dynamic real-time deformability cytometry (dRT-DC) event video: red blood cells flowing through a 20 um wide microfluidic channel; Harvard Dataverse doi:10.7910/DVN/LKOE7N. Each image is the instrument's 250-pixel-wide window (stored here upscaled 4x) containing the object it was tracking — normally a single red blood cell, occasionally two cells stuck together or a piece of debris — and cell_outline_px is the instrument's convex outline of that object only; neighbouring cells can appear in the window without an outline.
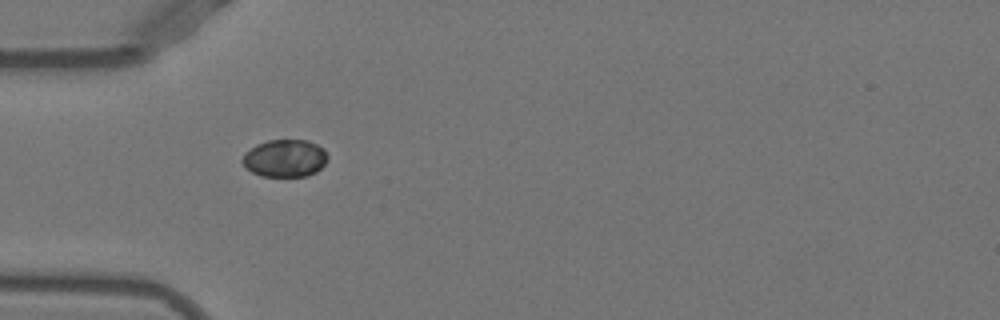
{"species": "Egyptian fruit bat (a non-hibernating species)", "species_latin": "Rousettus aegyptiacus", "temperature_condition": "warm", "stored_images_in_passage": 37, "camera_frame_rate_fps": 3000, "um_per_image_px": 0.085, "animal": {"sex": "female"}, "frame": {"image": 1, "passage_image": 1, "time_ms": 0.0, "image_size_px": [1000, 320], "cell_outline_px": [[328, 160], [316, 172], [304, 176], [260, 176], [244, 168], [240, 160], [244, 152], [256, 144], [268, 140], [308, 140], [324, 148], [328, 156]], "centroid_in_image_um": [24.18, 13.44], "position_along_channel_um": 60.8, "area_um2": 18.9}}
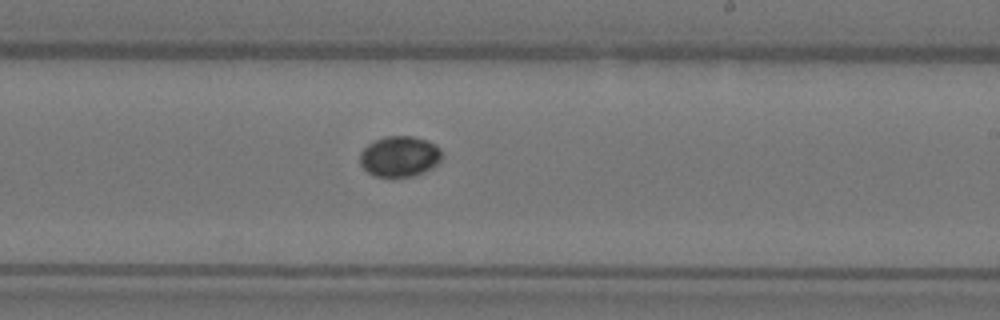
{"frame": {"image": 2, "passage_image": 16, "time_ms": 5.0, "image_size_px": [1000, 320], "cell_outline_px": [[440, 160], [432, 168], [412, 176], [376, 176], [368, 172], [360, 164], [360, 152], [368, 144], [384, 136], [412, 136], [428, 140], [436, 144], [440, 148]], "centroid_in_image_um": [33.96, 13.27], "position_along_channel_um": 255.0, "area_um2": 19.25}}
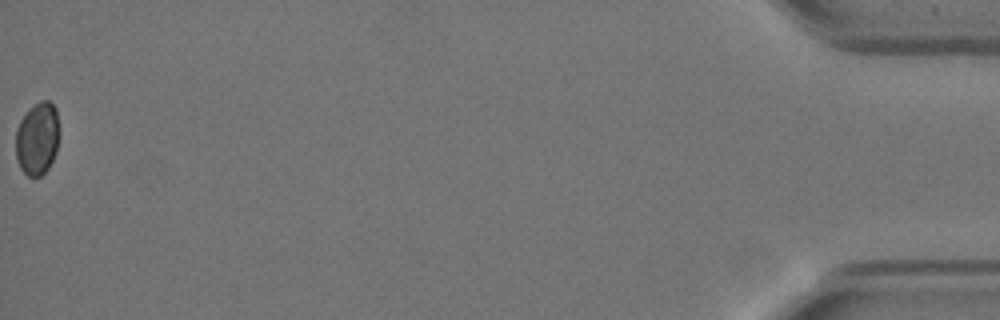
{"frame": {"image": 3, "passage_image": 37, "time_ms": 12.0, "image_size_px": [1000, 320], "cell_outline_px": [[60, 136], [56, 152], [48, 168], [40, 176], [28, 176], [20, 168], [16, 160], [16, 132], [20, 120], [28, 108], [40, 100], [48, 100], [56, 108], [60, 132]], "centroid_in_image_um": [3.19, 11.75], "position_along_channel_um": 432.0, "area_um2": 18.79}}